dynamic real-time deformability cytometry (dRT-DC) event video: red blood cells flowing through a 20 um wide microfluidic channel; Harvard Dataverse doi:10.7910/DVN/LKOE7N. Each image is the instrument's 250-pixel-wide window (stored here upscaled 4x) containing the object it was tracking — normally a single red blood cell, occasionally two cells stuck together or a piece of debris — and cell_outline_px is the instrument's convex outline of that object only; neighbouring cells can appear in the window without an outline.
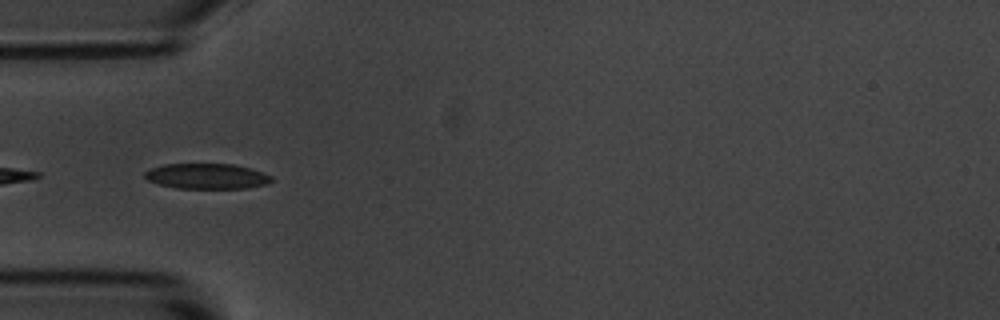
{"species": "common noctule bat (a hibernating species)", "species_latin": "Nyctalus noctula", "temperature_condition": "room temperature", "stored_images_in_passage": 6, "camera_frame_rate_fps": 3000, "um_per_image_px": 0.085, "animal": {"sex": "male", "body_mass_g": 20.1, "forearm_length_mm": 53.5}, "frame": {"image": 1, "passage_image": 1, "time_ms": 0.0, "image_size_px": [1000, 320], "cell_outline_px": [[272, 180], [268, 184], [248, 188], [176, 188], [160, 184], [148, 180], [144, 176], [144, 172], [152, 168], [164, 164], [236, 164], [272, 176]], "centroid_in_image_um": [17.58, 14.98], "position_along_channel_um": 67.4, "area_um2": 18.61}}
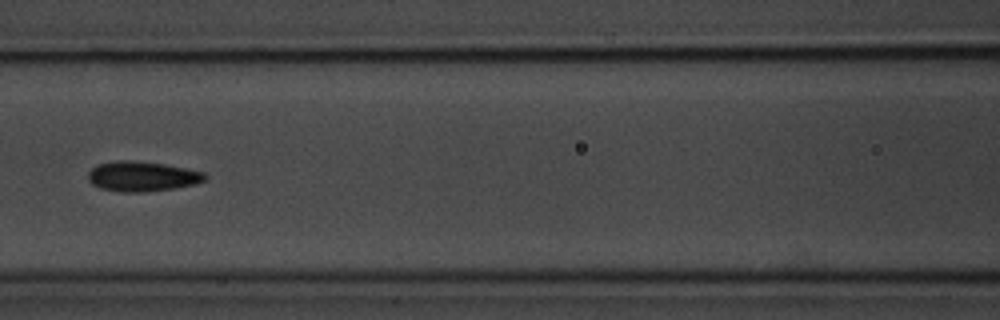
{"frame": {"image": 2, "passage_image": 3, "time_ms": 2.333, "image_size_px": [1000, 320], "cell_outline_px": [[208, 176], [204, 180], [196, 184], [176, 188], [144, 192], [120, 192], [100, 188], [92, 184], [88, 180], [88, 172], [96, 164], [120, 160], [128, 160], [164, 164], [204, 172]], "centroid_in_image_um": [12.07, 15.0], "position_along_channel_um": 154.5, "area_um2": 20.46}}
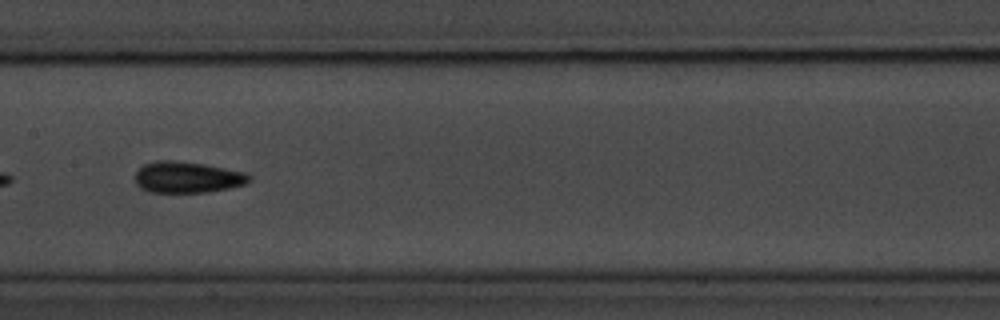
{"frame": {"image": 3, "passage_image": 4, "time_ms": 3.333, "image_size_px": [1000, 320], "cell_outline_px": [[252, 180], [244, 184], [228, 188], [208, 192], [148, 192], [140, 188], [136, 184], [136, 172], [144, 164], [156, 160], [172, 160], [204, 164], [244, 172], [252, 176]], "centroid_in_image_um": [15.91, 15.06], "position_along_channel_um": 191.5, "area_um2": 20.75}}